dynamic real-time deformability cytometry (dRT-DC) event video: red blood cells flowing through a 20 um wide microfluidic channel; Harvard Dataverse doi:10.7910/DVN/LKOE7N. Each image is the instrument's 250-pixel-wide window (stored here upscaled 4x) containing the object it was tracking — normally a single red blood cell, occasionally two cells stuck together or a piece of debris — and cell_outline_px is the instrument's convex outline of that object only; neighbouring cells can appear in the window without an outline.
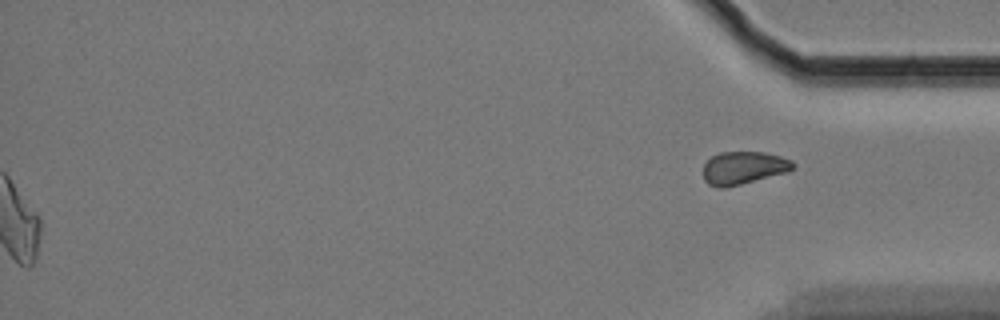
{"species": "Egyptian fruit bat (a non-hibernating species)", "species_latin": "Rousettus aegyptiacus", "temperature_condition": "cold", "stored_images_in_passage": 46, "segment_of_instrument_passage": [2, 2], "camera_frame_rate_fps": 3000, "um_per_image_px": 0.085, "animal": {"sex": "female"}, "frame": {"image": 1, "passage_image": 46, "time_ms": 15.0, "image_size_px": [1000, 320], "cell_outline_px": [[796, 168], [788, 172], [724, 188], [720, 188], [708, 184], [704, 180], [704, 164], [712, 156], [720, 152], [764, 152], [780, 156], [792, 160], [796, 164]], "centroid_in_image_um": [63.23, 14.26], "position_along_channel_um": 372.0, "area_um2": 17.22}}